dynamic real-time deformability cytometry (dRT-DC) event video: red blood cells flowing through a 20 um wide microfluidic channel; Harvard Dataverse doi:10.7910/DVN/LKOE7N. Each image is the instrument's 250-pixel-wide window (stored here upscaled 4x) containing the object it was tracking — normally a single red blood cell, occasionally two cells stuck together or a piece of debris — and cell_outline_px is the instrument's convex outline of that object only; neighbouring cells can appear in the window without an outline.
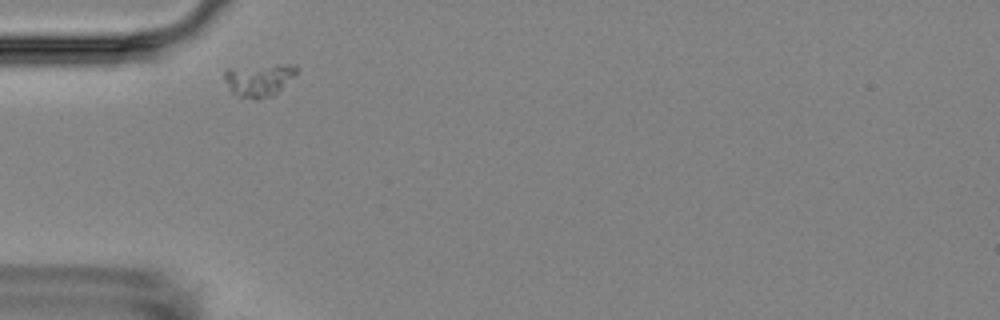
{"species": "Egyptian fruit bat (a non-hibernating species)", "species_latin": "Rousettus aegyptiacus", "temperature_condition": "room temperature", "stored_images_in_passage": 2, "camera_frame_rate_fps": 3000, "um_per_image_px": 0.085, "animal": {"sex": "female"}, "frame": {"image": 1, "passage_image": 1, "time_ms": 0.0, "image_size_px": [1000, 320], "cell_outline_px": [[300, 68], [276, 96], [256, 100], [240, 100], [232, 92], [224, 80], [224, 72], [228, 68], [284, 64], [296, 64]], "centroid_in_image_um": [22.02, 6.84], "position_along_channel_um": 63.0, "area_um2": 14.28}}